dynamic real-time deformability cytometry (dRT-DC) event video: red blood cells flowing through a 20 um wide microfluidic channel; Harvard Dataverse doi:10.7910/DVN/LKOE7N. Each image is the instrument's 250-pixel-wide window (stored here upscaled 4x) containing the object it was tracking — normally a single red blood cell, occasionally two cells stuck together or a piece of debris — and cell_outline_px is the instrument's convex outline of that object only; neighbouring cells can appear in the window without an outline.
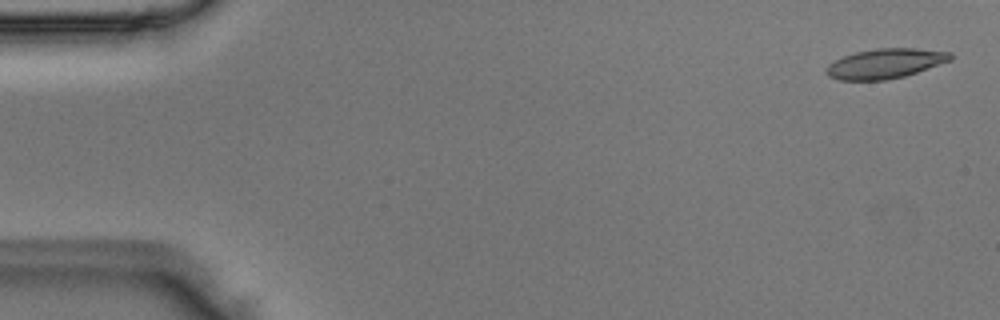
{"species": "Egyptian fruit bat (a non-hibernating species)", "species_latin": "Rousettus aegyptiacus", "temperature_condition": "room temperature", "stored_images_in_passage": 44, "camera_frame_rate_fps": 3000, "um_per_image_px": 0.085, "animal": {"sex": "male"}, "frame": {"image": 1, "passage_image": 2, "time_ms": 0.333, "image_size_px": [1000, 320], "cell_outline_px": [[952, 60], [904, 76], [884, 80], [840, 80], [828, 76], [828, 64], [844, 56], [856, 52], [876, 48], [916, 48], [952, 52]], "centroid_in_image_um": [75.28, 5.39], "position_along_channel_um": 9.7, "area_um2": 21.33}}
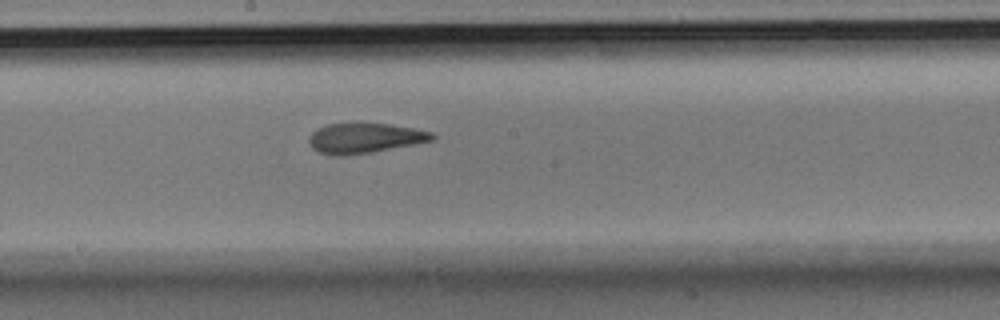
{"frame": {"image": 2, "passage_image": 27, "time_ms": 8.667, "image_size_px": [1000, 320], "cell_outline_px": [[436, 136], [432, 140], [372, 152], [344, 156], [332, 156], [320, 152], [312, 148], [308, 140], [308, 136], [316, 128], [328, 124], [352, 120], [360, 120], [388, 124], [412, 128], [432, 132]], "centroid_in_image_um": [30.91, 11.69], "position_along_channel_um": 217.3, "area_um2": 22.31}}
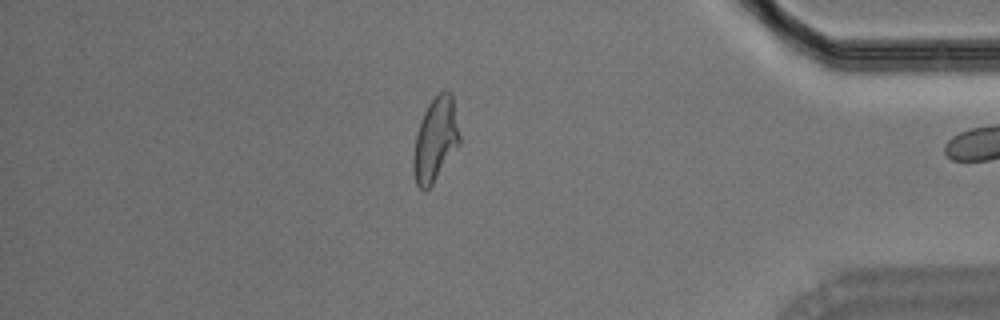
{"frame": {"image": 3, "passage_image": 43, "time_ms": 14.0, "image_size_px": [1000, 320], "cell_outline_px": [[460, 144], [432, 184], [424, 192], [416, 184], [412, 168], [412, 156], [416, 136], [420, 120], [428, 104], [440, 92], [452, 92], [460, 136]], "centroid_in_image_um": [37.0, 11.89], "position_along_channel_um": 398.2, "area_um2": 22.54}}